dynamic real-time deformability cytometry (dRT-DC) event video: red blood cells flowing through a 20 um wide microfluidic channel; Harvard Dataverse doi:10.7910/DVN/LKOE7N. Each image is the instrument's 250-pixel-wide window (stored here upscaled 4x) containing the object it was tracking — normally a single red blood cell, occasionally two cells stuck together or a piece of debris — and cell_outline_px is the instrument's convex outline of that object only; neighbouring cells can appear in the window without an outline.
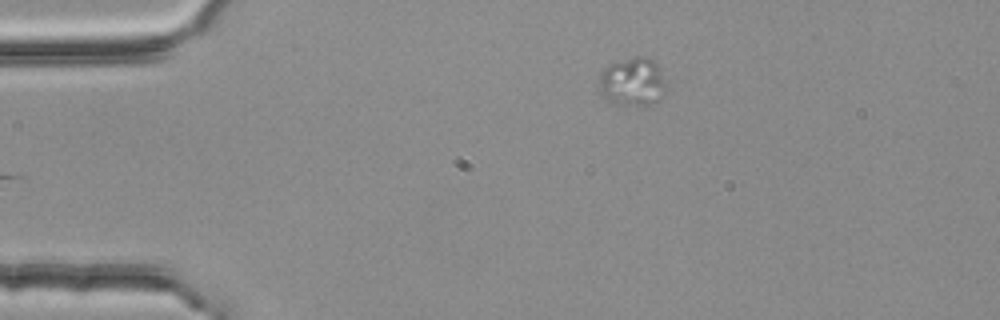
{"species": "common noctule bat (a hibernating species)", "species_latin": "Nyctalus noctula", "temperature_condition": "room temperature", "stored_images_in_passage": 3, "camera_frame_rate_fps": 3000, "um_per_image_px": 0.085, "animal": {"sex": "female", "body_mass_g": 25.1}, "frame": {"image": 1, "passage_image": 3, "time_ms": 0.667, "image_size_px": [1000, 320], "cell_outline_px": [[664, 92], [656, 100], [640, 108], [608, 100], [600, 92], [600, 72], [608, 64], [632, 56], [648, 56], [656, 60], [664, 80]], "centroid_in_image_um": [53.76, 6.91], "position_along_channel_um": 31.2, "area_um2": 18.96}}